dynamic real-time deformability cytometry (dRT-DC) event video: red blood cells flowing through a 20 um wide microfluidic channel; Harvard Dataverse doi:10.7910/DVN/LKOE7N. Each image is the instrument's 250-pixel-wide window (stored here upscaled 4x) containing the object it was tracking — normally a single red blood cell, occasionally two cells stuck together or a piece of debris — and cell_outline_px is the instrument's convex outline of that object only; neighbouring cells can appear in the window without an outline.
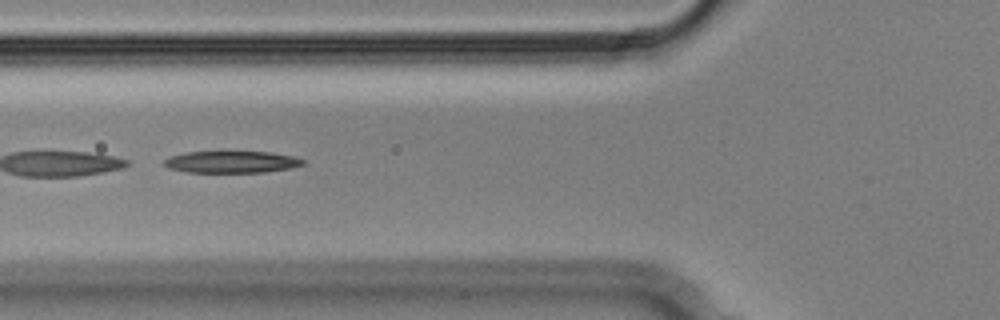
{"species": "Egyptian fruit bat (a non-hibernating species)", "species_latin": "Rousettus aegyptiacus", "temperature_condition": "cold", "stored_images_in_passage": 10, "camera_frame_rate_fps": 3000, "um_per_image_px": 0.085, "animal": {"sex": "male"}, "frame": {"image": 1, "passage_image": 4, "time_ms": 1.0, "image_size_px": [1000, 320], "cell_outline_px": [[304, 164], [288, 168], [264, 172], [188, 172], [168, 168], [164, 164], [164, 160], [172, 156], [184, 152], [224, 148], [268, 152], [296, 156], [304, 160]], "centroid_in_image_um": [19.65, 13.7], "position_along_channel_um": 106.1, "area_um2": 18.67}}
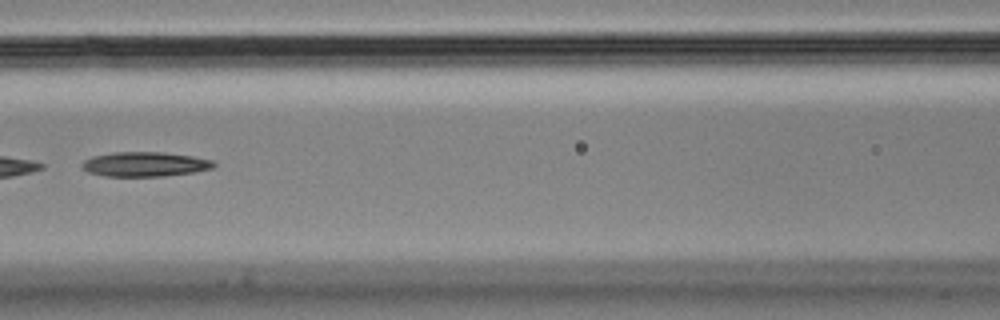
{"frame": {"image": 2, "passage_image": 5, "time_ms": 1.333, "image_size_px": [1000, 320], "cell_outline_px": [[216, 164], [212, 168], [192, 172], [164, 176], [104, 176], [88, 172], [80, 164], [84, 160], [92, 156], [112, 152], [164, 152], [192, 156], [212, 160]], "centroid_in_image_um": [12.29, 13.95], "position_along_channel_um": 154.3, "area_um2": 18.84}}
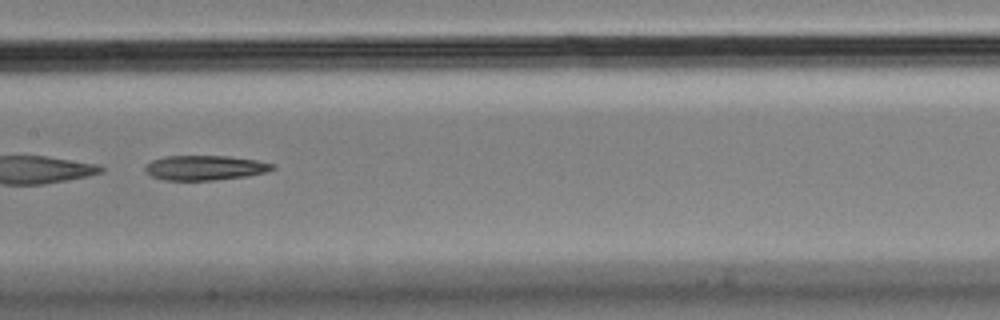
{"frame": {"image": 3, "passage_image": 6, "time_ms": 1.667, "image_size_px": [1000, 320], "cell_outline_px": [[276, 168], [264, 172], [248, 176], [216, 180], [164, 180], [152, 176], [144, 168], [152, 160], [164, 156], [228, 156], [256, 160], [276, 164]], "centroid_in_image_um": [17.45, 14.26], "position_along_channel_um": 189.9, "area_um2": 18.32}}